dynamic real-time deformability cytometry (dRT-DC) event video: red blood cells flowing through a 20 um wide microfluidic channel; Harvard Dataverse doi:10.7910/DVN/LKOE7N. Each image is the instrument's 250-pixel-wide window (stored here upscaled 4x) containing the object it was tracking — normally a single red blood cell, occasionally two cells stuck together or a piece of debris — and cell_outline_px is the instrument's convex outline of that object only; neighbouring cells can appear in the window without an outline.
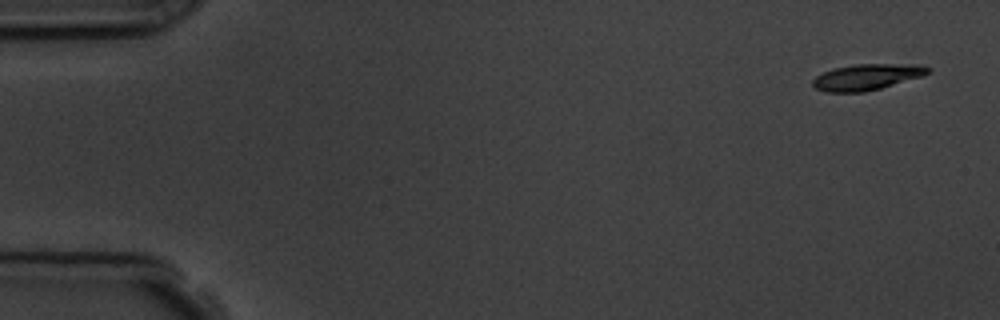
{"species": "common noctule bat (a hibernating species)", "species_latin": "Nyctalus noctula", "temperature_condition": "room temperature", "stored_images_in_passage": 6, "camera_frame_rate_fps": 3000, "um_per_image_px": 0.085, "animal": {"sex": "male", "body_mass_g": 19.5, "forearm_length_mm": 54.6}, "frame": {"image": 1, "passage_image": 1, "time_ms": 0.0, "image_size_px": [1000, 320], "cell_outline_px": [[932, 68], [924, 76], [880, 88], [864, 92], [828, 92], [816, 88], [812, 84], [812, 80], [816, 76], [832, 68], [856, 64], [920, 64]], "centroid_in_image_um": [73.71, 6.53], "position_along_channel_um": 11.3, "area_um2": 17.51}}
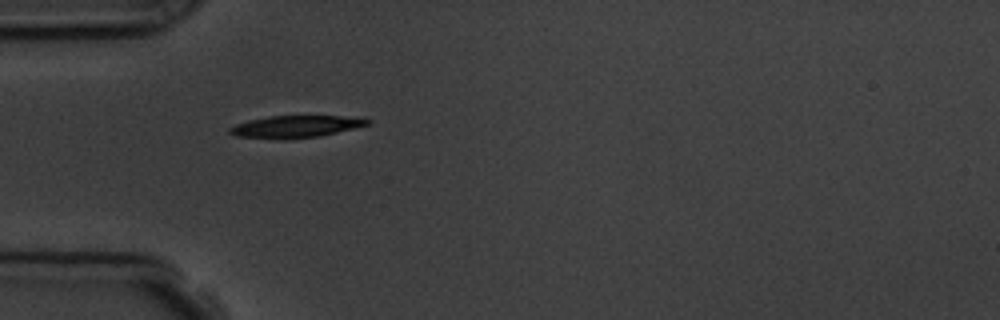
{"frame": {"image": 2, "passage_image": 5, "time_ms": 4.667, "image_size_px": [1000, 320], "cell_outline_px": [[372, 120], [368, 124], [320, 136], [284, 140], [280, 140], [236, 136], [228, 132], [228, 128], [236, 124], [248, 120], [268, 116], [340, 116]], "centroid_in_image_um": [25.02, 10.77], "position_along_channel_um": 60.0, "area_um2": 17.63}}